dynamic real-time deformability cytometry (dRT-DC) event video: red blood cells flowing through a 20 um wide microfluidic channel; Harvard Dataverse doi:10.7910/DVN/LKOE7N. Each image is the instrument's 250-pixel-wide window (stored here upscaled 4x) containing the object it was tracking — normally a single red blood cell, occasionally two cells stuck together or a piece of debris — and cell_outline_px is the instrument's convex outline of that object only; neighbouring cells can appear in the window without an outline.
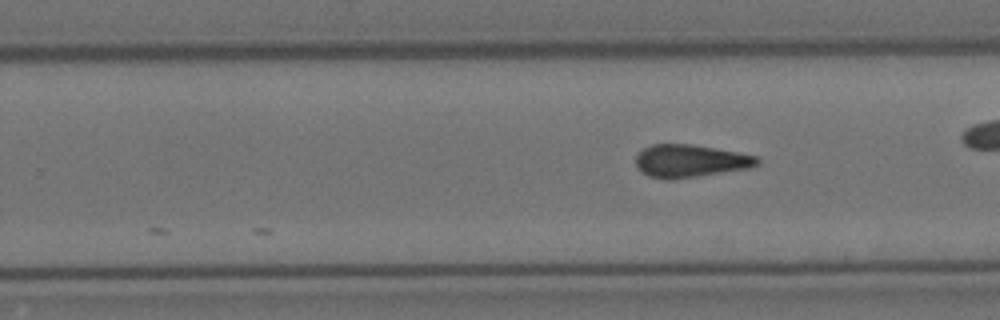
{"species": "Egyptian fruit bat (a non-hibernating species)", "species_latin": "Rousettus aegyptiacus", "temperature_condition": "cold", "stored_images_in_passage": 21, "camera_frame_rate_fps": 3000, "um_per_image_px": 0.085, "animal": {"sex": "female"}, "frame": {"image": 1, "passage_image": 21, "time_ms": 6.667, "image_size_px": [1000, 320], "cell_outline_px": [[760, 164], [752, 168], [672, 180], [668, 180], [648, 176], [640, 172], [636, 164], [636, 156], [644, 148], [652, 144], [688, 144], [736, 152], [756, 156], [760, 160]], "centroid_in_image_um": [58.66, 13.7], "position_along_channel_um": 271.1, "area_um2": 23.18}}